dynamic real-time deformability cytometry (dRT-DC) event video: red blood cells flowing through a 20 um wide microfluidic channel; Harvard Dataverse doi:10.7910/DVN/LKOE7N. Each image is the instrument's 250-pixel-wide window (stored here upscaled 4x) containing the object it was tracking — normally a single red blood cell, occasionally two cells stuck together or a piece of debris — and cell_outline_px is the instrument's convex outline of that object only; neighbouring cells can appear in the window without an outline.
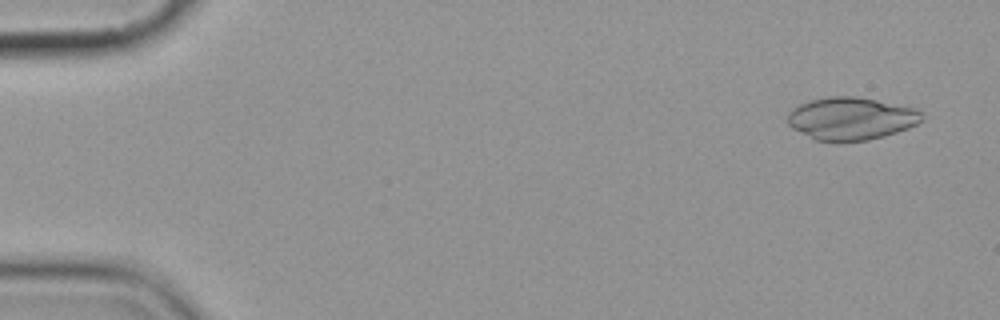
{"species": "common noctule bat (a hibernating species)", "species_latin": "Nyctalus noctula", "temperature_condition": "cold", "stored_images_in_passage": 10, "camera_frame_rate_fps": 3000, "um_per_image_px": 0.085, "animal": {"sex": "female", "body_mass_g": 19.9}, "frame": {"image": 1, "passage_image": 1, "time_ms": 0.0, "image_size_px": [1000, 320], "cell_outline_px": [[924, 120], [908, 128], [884, 136], [868, 140], [816, 140], [792, 128], [788, 124], [788, 112], [792, 108], [800, 104], [812, 100], [828, 96], [856, 96], [916, 108], [924, 116]], "centroid_in_image_um": [72.36, 10.06], "position_along_channel_um": 12.6, "area_um2": 33.06}}